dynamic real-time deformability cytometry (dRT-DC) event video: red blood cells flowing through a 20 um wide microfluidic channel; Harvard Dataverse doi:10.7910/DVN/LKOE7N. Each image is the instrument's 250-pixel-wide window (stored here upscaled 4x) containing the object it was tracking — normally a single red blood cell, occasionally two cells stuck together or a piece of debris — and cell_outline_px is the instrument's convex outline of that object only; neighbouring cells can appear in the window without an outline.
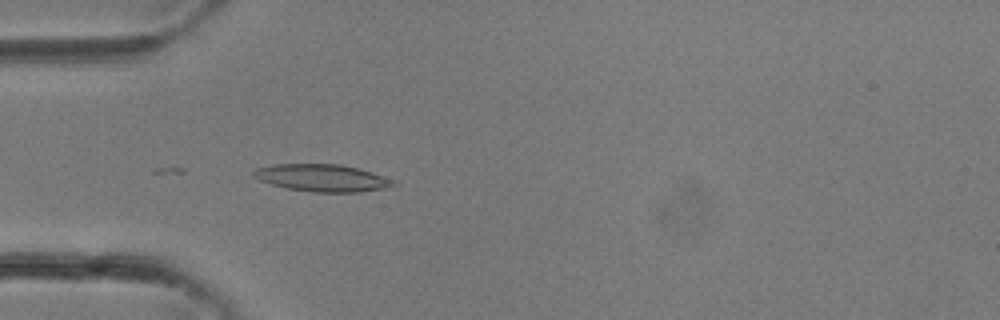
{"species": "common noctule bat (a hibernating species)", "species_latin": "Nyctalus noctula", "temperature_condition": "room temperature", "stored_images_in_passage": 33, "camera_frame_rate_fps": 3000, "um_per_image_px": 0.085, "animal": {"sex": "female"}, "frame": {"image": 1, "passage_image": 10, "time_ms": 3.0, "image_size_px": [1000, 320], "cell_outline_px": [[396, 184], [388, 188], [360, 192], [312, 192], [288, 188], [272, 184], [260, 180], [252, 176], [252, 172], [256, 168], [272, 164], [340, 164], [360, 168], [372, 172], [392, 180]], "centroid_in_image_um": [27.38, 15.11], "position_along_channel_um": 57.6, "area_um2": 22.2}}
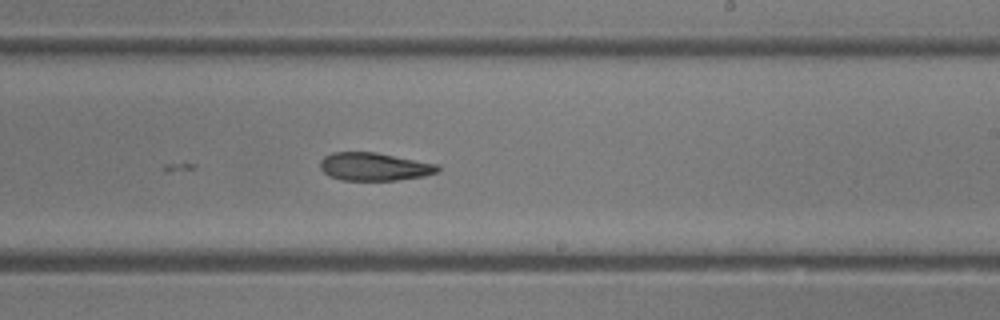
{"frame": {"image": 2, "passage_image": 20, "time_ms": 6.333, "image_size_px": [1000, 320], "cell_outline_px": [[440, 168], [436, 172], [424, 176], [396, 180], [340, 180], [328, 176], [320, 168], [320, 160], [324, 156], [332, 152], [376, 152], [436, 164]], "centroid_in_image_um": [31.75, 14.16], "position_along_channel_um": 257.2, "area_um2": 19.13}}
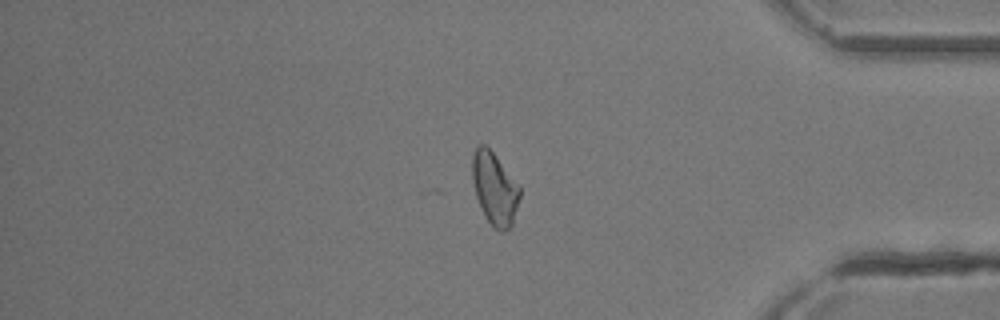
{"frame": {"image": 3, "passage_image": 28, "time_ms": 9.0, "image_size_px": [1000, 320], "cell_outline_px": [[520, 196], [512, 224], [504, 232], [500, 232], [488, 220], [476, 196], [472, 180], [472, 156], [476, 148], [480, 144], [484, 144], [492, 152], [520, 188]], "centroid_in_image_um": [42.03, 16.03], "position_along_channel_um": 393.2, "area_um2": 19.36}}